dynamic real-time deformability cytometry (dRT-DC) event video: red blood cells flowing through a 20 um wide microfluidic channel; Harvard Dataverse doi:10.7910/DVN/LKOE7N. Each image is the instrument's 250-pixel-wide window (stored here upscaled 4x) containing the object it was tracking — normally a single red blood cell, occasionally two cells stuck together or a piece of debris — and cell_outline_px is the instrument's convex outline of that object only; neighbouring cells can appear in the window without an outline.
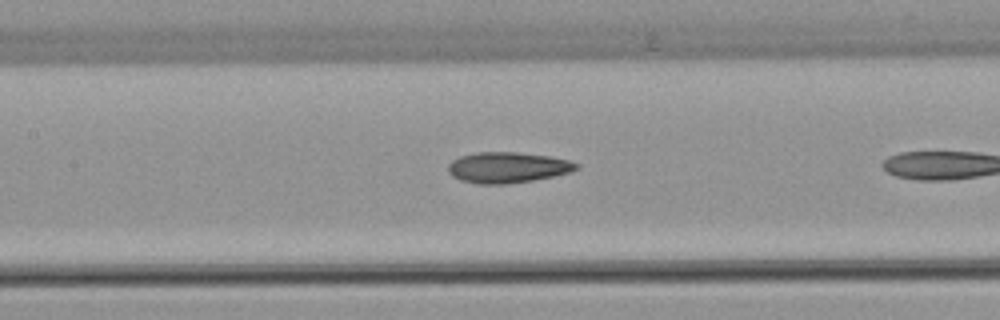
{"species": "common noctule bat (a hibernating species)", "species_latin": "Nyctalus noctula", "temperature_condition": "warm", "stored_images_in_passage": 10, "camera_frame_rate_fps": 3000, "um_per_image_px": 0.085, "animal": {"sex": "female", "body_mass_g": 22.7, "forearm_length_mm": 54.2}, "frame": {"image": 1, "passage_image": 9, "time_ms": 2.667, "image_size_px": [1000, 320], "cell_outline_px": [[580, 168], [572, 172], [532, 180], [508, 184], [480, 184], [460, 180], [452, 176], [448, 172], [448, 164], [452, 160], [460, 156], [476, 152], [516, 152], [548, 156], [568, 160], [580, 164]], "centroid_in_image_um": [43.14, 14.23], "position_along_channel_um": 164.3, "area_um2": 23.06}}